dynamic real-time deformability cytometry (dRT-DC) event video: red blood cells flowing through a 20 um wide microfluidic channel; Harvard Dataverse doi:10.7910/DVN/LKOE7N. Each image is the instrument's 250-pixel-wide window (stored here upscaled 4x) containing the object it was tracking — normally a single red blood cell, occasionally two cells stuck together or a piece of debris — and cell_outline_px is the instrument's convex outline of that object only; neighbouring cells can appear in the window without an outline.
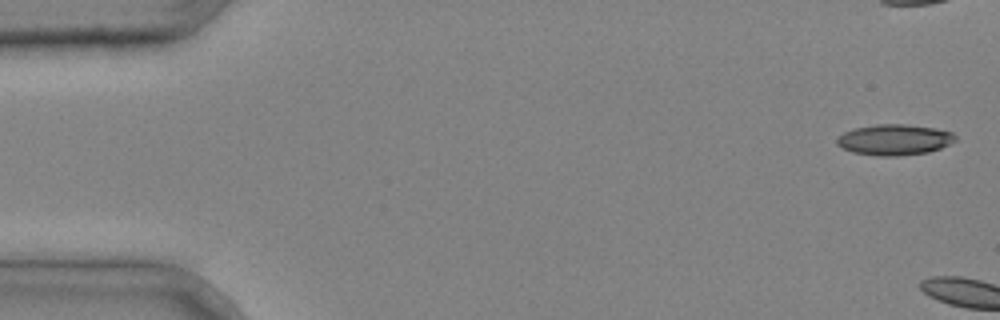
{"species": "common noctule bat (a hibernating species)", "species_latin": "Nyctalus noctula", "temperature_condition": "cold", "stored_images_in_passage": 4, "camera_frame_rate_fps": 3000, "um_per_image_px": 0.085, "animal": {"sex": "male", "body_mass_g": 20.4}, "frame": {"image": 1, "passage_image": 1, "time_ms": 0.0, "image_size_px": [1000, 320], "cell_outline_px": [[956, 140], [940, 148], [928, 152], [896, 156], [880, 156], [852, 152], [836, 144], [836, 136], [852, 128], [876, 124], [904, 124], [932, 128], [952, 132], [956, 136]], "centroid_in_image_um": [75.97, 11.87], "position_along_channel_um": 9.0, "area_um2": 21.21}}